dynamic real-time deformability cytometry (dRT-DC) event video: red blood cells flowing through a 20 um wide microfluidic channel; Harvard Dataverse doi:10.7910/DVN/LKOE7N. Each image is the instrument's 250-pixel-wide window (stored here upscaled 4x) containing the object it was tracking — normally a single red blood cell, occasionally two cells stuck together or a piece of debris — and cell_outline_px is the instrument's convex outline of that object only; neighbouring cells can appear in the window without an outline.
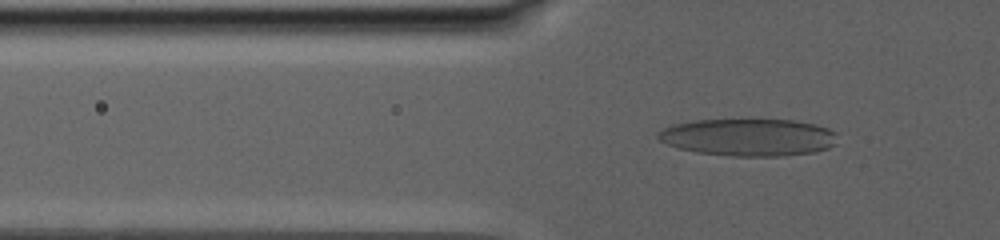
{"species": "human", "species_latin": "Homo sapiens", "temperature_condition": "warm", "stored_images_in_passage": 53, "camera_frame_rate_fps": 3000, "um_per_image_px": 0.085, "donor": {"sex": "male"}, "frame": {"image": 1, "passage_image": 25, "time_ms": 10.333, "image_size_px": [1000, 240], "cell_outline_px": [[836, 144], [828, 148], [812, 152], [780, 156], [732, 156], [696, 152], [680, 148], [668, 144], [660, 140], [656, 136], [656, 132], [672, 124], [696, 120], [748, 116], [792, 120], [812, 124], [828, 128], [836, 132]], "centroid_in_image_um": [63.6, 11.61], "position_along_channel_um": 62.2, "area_um2": 40.23}}
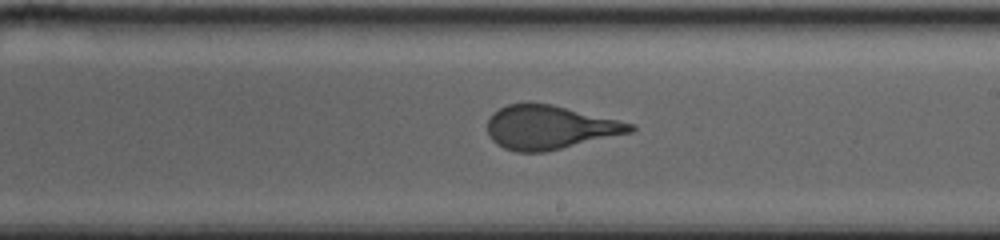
{"frame": {"image": 2, "passage_image": 41, "time_ms": 17.667, "image_size_px": [1000, 240], "cell_outline_px": [[636, 128], [632, 132], [544, 152], [516, 152], [504, 148], [496, 144], [492, 140], [488, 132], [488, 120], [492, 112], [508, 104], [528, 100], [552, 104], [636, 124]], "centroid_in_image_um": [46.7, 10.79], "position_along_channel_um": 242.3, "area_um2": 36.82}}
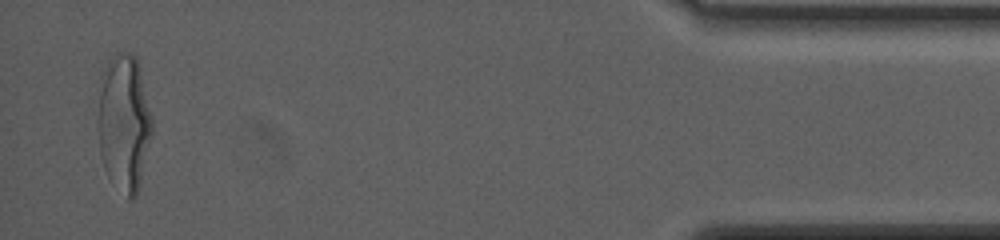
{"frame": {"image": 3, "passage_image": 53, "time_ms": 27.0, "image_size_px": [1000, 240], "cell_outline_px": [[152, 136], [136, 196], [132, 200], [128, 200], [108, 176], [104, 168], [100, 156], [96, 88], [100, 76], [108, 60], [116, 52], [128, 52], [136, 56], [140, 68], [152, 120]], "centroid_in_image_um": [10.5, 10.38], "position_along_channel_um": 424.7, "area_um2": 43.93}}